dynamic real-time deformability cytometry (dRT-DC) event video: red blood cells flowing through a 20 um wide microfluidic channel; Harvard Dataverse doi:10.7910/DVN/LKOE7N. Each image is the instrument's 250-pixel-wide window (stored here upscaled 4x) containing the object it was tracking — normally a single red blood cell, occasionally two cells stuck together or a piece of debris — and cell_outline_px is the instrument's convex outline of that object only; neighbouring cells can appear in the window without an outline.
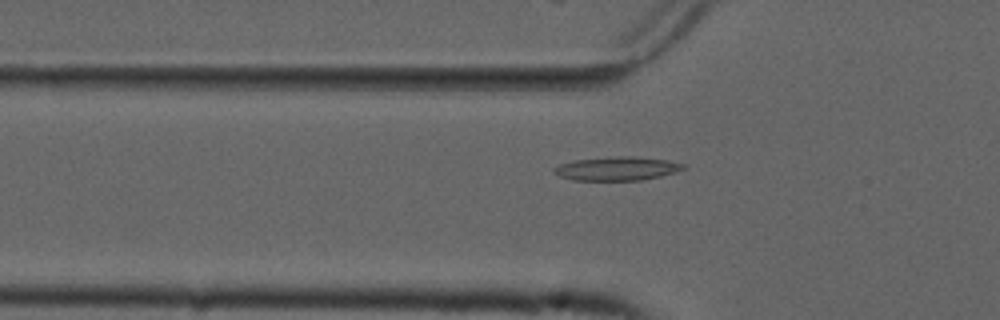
{"species": "common noctule bat (a hibernating species)", "species_latin": "Nyctalus noctula", "temperature_condition": "cold", "stored_images_in_passage": 52, "camera_frame_rate_fps": 3000, "um_per_image_px": 0.085, "animal": {"sex": "male", "forearm_length_mm": 52.5}, "frame": {"image": 1, "passage_image": 16, "time_ms": 5.0, "image_size_px": [1000, 320], "cell_outline_px": [[688, 168], [676, 172], [660, 176], [640, 180], [572, 180], [560, 176], [552, 172], [552, 168], [560, 164], [576, 160], [616, 156], [632, 156], [668, 160], [684, 164]], "centroid_in_image_um": [52.46, 14.33], "position_along_channel_um": 73.3, "area_um2": 17.86}}
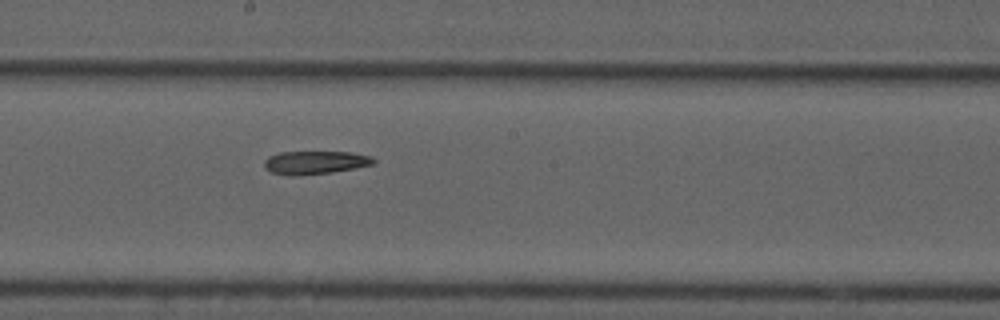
{"frame": {"image": 2, "passage_image": 28, "time_ms": 9.0, "image_size_px": [1000, 320], "cell_outline_px": [[376, 164], [356, 168], [332, 172], [292, 176], [288, 176], [272, 172], [264, 168], [264, 160], [268, 156], [280, 152], [348, 152], [372, 156], [376, 160]], "centroid_in_image_um": [26.79, 13.81], "position_along_channel_um": 221.4, "area_um2": 14.91}}
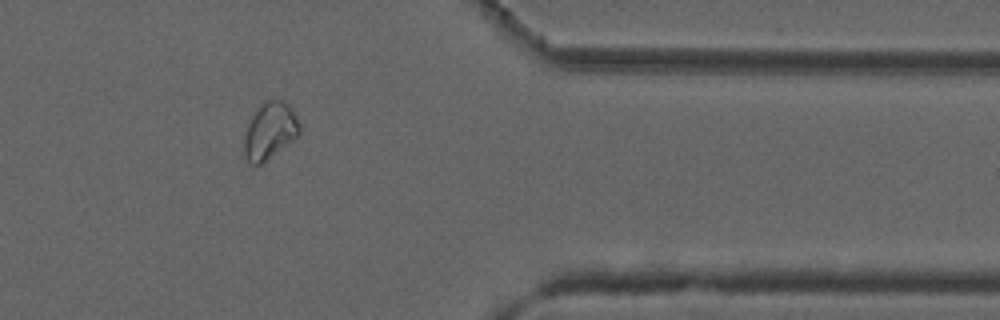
{"frame": {"image": 3, "passage_image": 43, "time_ms": 14.0, "image_size_px": [1000, 320], "cell_outline_px": [[300, 136], [260, 164], [252, 164], [244, 156], [244, 136], [248, 124], [252, 116], [264, 100], [280, 100], [288, 104], [292, 108], [300, 124]], "centroid_in_image_um": [22.96, 11.11], "position_along_channel_um": 388.4, "area_um2": 18.26}}